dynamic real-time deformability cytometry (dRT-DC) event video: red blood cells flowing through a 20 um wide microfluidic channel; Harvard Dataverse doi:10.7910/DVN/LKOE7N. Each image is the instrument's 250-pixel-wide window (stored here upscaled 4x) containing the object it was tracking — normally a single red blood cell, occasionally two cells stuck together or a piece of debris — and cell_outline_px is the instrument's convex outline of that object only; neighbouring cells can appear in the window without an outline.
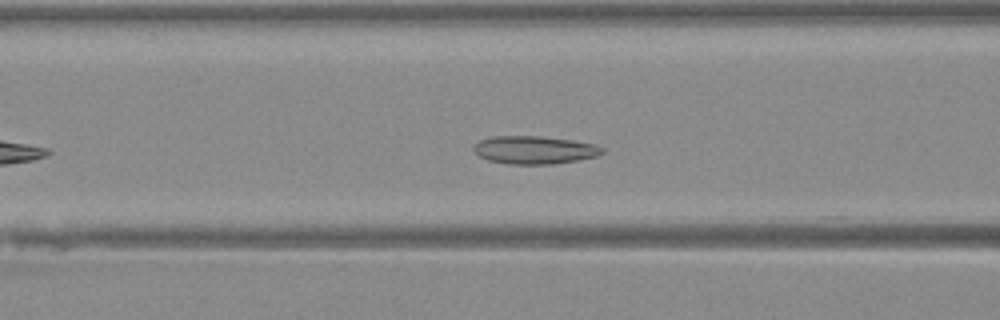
{"species": "Egyptian fruit bat (a non-hibernating species)", "species_latin": "Rousettus aegyptiacus", "temperature_condition": "warm", "stored_images_in_passage": 31, "camera_frame_rate_fps": 3000, "um_per_image_px": 0.085, "animal": {"sex": "female"}, "frame": {"image": 1, "passage_image": 11, "time_ms": 3.333, "image_size_px": [1000, 320], "cell_outline_px": [[604, 152], [596, 156], [580, 160], [552, 164], [508, 164], [488, 160], [480, 156], [472, 148], [480, 140], [492, 136], [540, 136], [572, 140], [596, 144], [604, 148]], "centroid_in_image_um": [45.46, 12.74], "position_along_channel_um": 121.1, "area_um2": 20.98}}
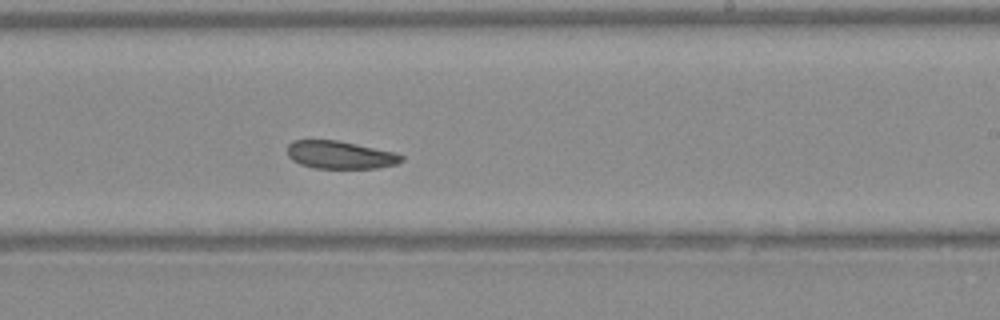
{"frame": {"image": 2, "passage_image": 21, "time_ms": 6.667, "image_size_px": [1000, 320], "cell_outline_px": [[404, 160], [396, 164], [376, 168], [312, 168], [300, 164], [292, 160], [288, 156], [288, 144], [292, 140], [336, 140], [392, 152], [404, 156]], "centroid_in_image_um": [28.87, 13.17], "position_along_channel_um": 260.1, "area_um2": 18.32}}
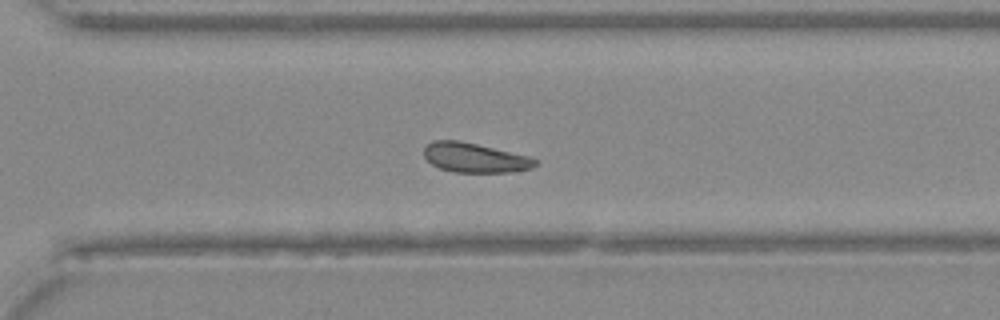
{"frame": {"image": 3, "passage_image": 26, "time_ms": 8.333, "image_size_px": [1000, 320], "cell_outline_px": [[536, 164], [532, 168], [508, 172], [456, 172], [440, 168], [432, 164], [424, 156], [424, 148], [432, 140], [460, 140], [528, 156], [536, 160]], "centroid_in_image_um": [40.32, 13.4], "position_along_channel_um": 330.3, "area_um2": 18.9}}